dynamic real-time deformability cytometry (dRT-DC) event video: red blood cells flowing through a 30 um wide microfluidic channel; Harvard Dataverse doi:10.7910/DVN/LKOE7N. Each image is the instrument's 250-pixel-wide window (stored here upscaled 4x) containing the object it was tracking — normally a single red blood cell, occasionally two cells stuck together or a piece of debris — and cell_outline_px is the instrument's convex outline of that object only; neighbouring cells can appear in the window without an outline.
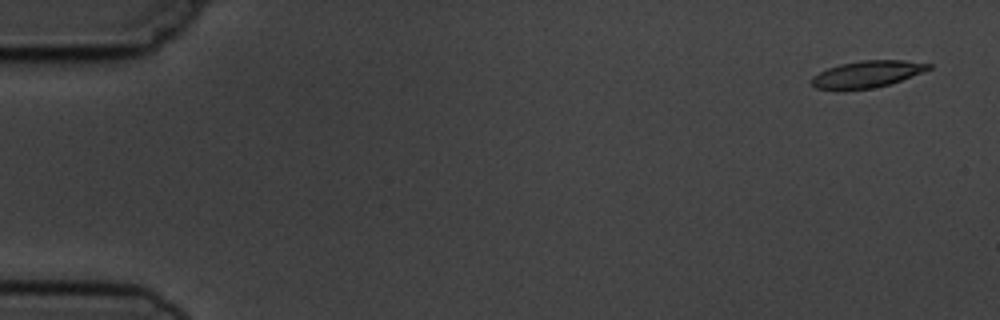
{"species": "common noctule bat (a hibernating species)", "species_latin": "Nyctalus noctula", "temperature_condition": "cold", "stored_images_in_passage": 5, "camera_frame_rate_fps": 3000, "um_per_image_px": 0.085, "animal": {"sex": "male", "body_mass_g": 19.5, "forearm_length_mm": 54.6}, "frame": {"image": 1, "passage_image": 1, "time_ms": 0.0, "image_size_px": [1000, 320], "cell_outline_px": [[932, 68], [900, 80], [888, 84], [872, 88], [844, 92], [836, 92], [816, 88], [812, 84], [812, 76], [828, 68], [840, 64], [864, 60], [904, 60], [932, 64]], "centroid_in_image_um": [73.63, 6.33], "position_along_channel_um": 11.4, "area_um2": 18.5}}
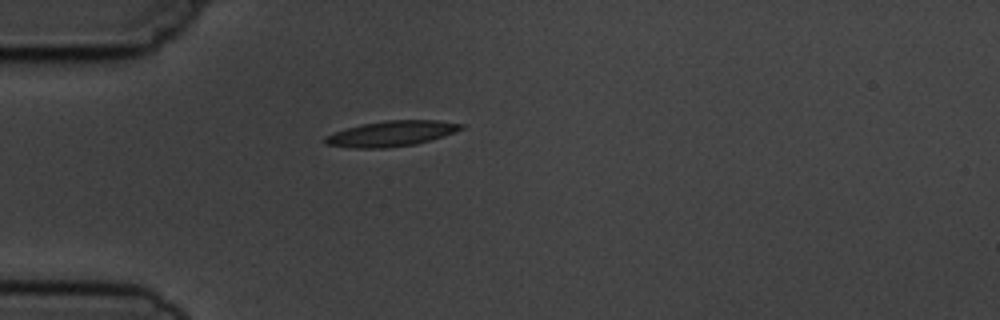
{"frame": {"image": 2, "passage_image": 5, "time_ms": 4.333, "image_size_px": [1000, 320], "cell_outline_px": [[464, 128], [444, 136], [416, 144], [384, 148], [356, 148], [324, 144], [324, 136], [348, 128], [364, 124], [384, 120], [436, 120], [464, 124]], "centroid_in_image_um": [33.29, 11.35], "position_along_channel_um": 51.7, "area_um2": 20.0}}